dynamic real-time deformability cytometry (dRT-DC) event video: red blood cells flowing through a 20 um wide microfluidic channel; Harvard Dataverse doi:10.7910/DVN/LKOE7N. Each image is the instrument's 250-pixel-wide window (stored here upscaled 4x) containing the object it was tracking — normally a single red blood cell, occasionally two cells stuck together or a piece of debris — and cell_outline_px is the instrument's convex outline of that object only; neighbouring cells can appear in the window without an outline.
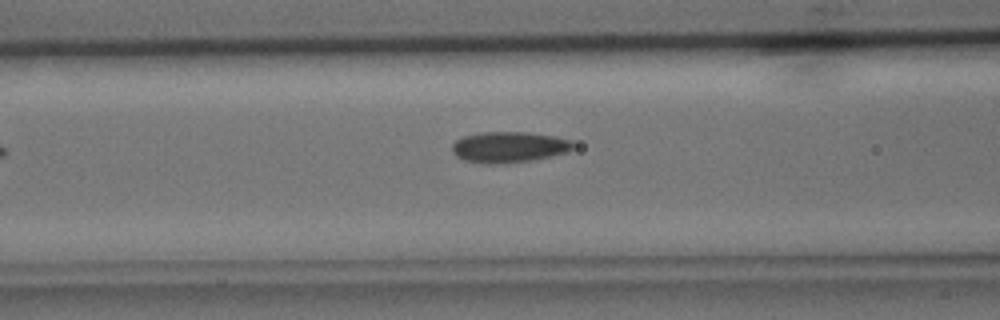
{"species": "common noctule bat (a hibernating species)", "species_latin": "Nyctalus noctula", "temperature_condition": "cold", "stored_images_in_passage": 7, "segment_of_instrument_passage": [2, 2], "camera_frame_rate_fps": 3000, "um_per_image_px": 0.085, "animal": {"sex": "male", "body_mass_g": 15.6}, "frame": {"image": 1, "passage_image": 7, "time_ms": 7.667, "image_size_px": [1000, 320], "cell_outline_px": [[576, 144], [568, 152], [532, 160], [504, 164], [484, 164], [464, 160], [456, 156], [452, 152], [452, 144], [456, 140], [464, 136], [480, 132], [528, 132], [556, 136], [572, 140]], "centroid_in_image_um": [43.27, 12.5], "position_along_channel_um": 123.3, "area_um2": 22.08}}